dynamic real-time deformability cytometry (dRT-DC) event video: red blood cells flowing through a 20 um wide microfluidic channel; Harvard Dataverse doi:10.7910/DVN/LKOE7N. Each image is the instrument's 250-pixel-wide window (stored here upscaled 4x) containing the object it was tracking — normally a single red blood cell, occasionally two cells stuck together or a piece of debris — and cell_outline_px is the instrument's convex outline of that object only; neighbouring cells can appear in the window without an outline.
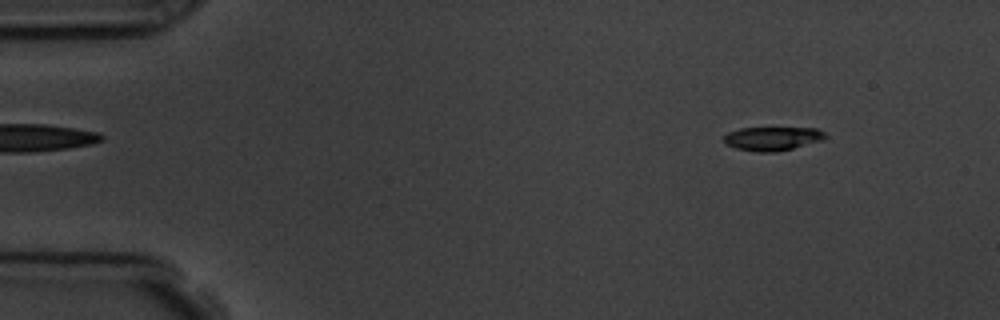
{"species": "common noctule bat (a hibernating species)", "species_latin": "Nyctalus noctula", "temperature_condition": "room temperature", "stored_images_in_passage": 4, "camera_frame_rate_fps": 3000, "um_per_image_px": 0.085, "animal": {"sex": "male", "body_mass_g": 19.5, "forearm_length_mm": 54.6}, "frame": {"image": 1, "passage_image": 1, "time_ms": 0.0, "image_size_px": [1000, 320], "cell_outline_px": [[828, 136], [824, 140], [776, 152], [756, 152], [736, 148], [724, 144], [724, 136], [728, 132], [740, 128], [816, 128], [824, 132]], "centroid_in_image_um": [65.66, 11.78], "position_along_channel_um": 19.3, "area_um2": 14.1}}
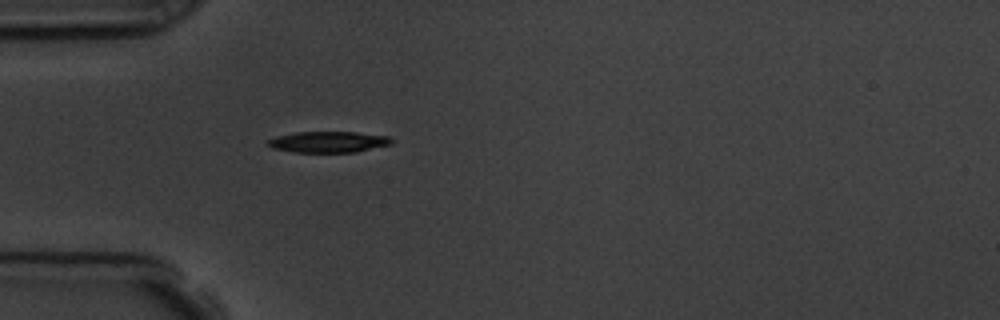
{"frame": {"image": 2, "passage_image": 4, "time_ms": 3.333, "image_size_px": [1000, 320], "cell_outline_px": [[392, 144], [356, 152], [292, 152], [272, 148], [268, 144], [268, 140], [276, 136], [296, 132], [356, 132], [388, 136], [392, 140]], "centroid_in_image_um": [27.91, 12.06], "position_along_channel_um": 57.1, "area_um2": 15.14}}